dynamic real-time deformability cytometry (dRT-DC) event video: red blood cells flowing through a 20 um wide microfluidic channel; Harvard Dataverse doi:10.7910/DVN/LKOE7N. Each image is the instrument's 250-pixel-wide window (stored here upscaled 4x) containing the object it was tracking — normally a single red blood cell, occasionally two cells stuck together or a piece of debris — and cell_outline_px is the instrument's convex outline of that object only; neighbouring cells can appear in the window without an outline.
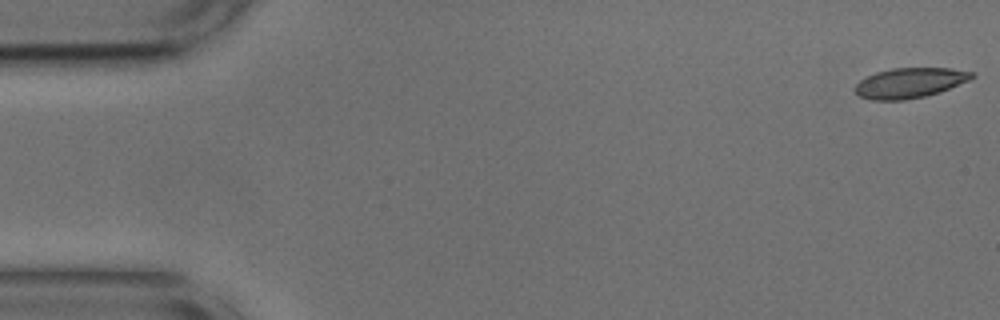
{"species": "common noctule bat (a hibernating species)", "species_latin": "Nyctalus noctula", "temperature_condition": "cold", "stored_images_in_passage": 53, "camera_frame_rate_fps": 3000, "um_per_image_px": 0.085, "animal": {"sex": "male", "body_mass_g": 17.9, "forearm_length_mm": 54.2}, "frame": {"image": 1, "passage_image": 1, "time_ms": 0.0, "image_size_px": [1000, 320], "cell_outline_px": [[976, 76], [968, 80], [940, 92], [924, 96], [904, 100], [872, 100], [860, 96], [856, 92], [856, 84], [860, 80], [876, 72], [892, 68], [952, 68], [976, 72]], "centroid_in_image_um": [77.37, 7.03], "position_along_channel_um": 7.6, "area_um2": 20.4}}
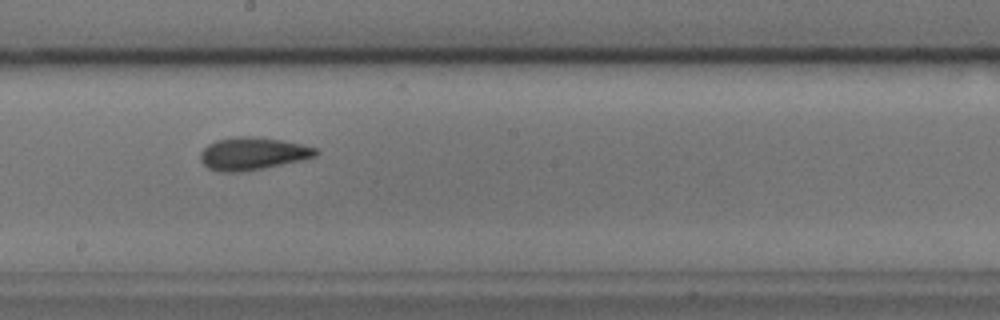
{"frame": {"image": 2, "passage_image": 29, "time_ms": 9.333, "image_size_px": [1000, 320], "cell_outline_px": [[320, 152], [316, 156], [300, 160], [264, 168], [240, 172], [220, 172], [208, 168], [200, 160], [200, 152], [208, 144], [216, 140], [236, 136], [248, 136], [280, 140], [300, 144], [316, 148]], "centroid_in_image_um": [21.44, 13.06], "position_along_channel_um": 226.8, "area_um2": 21.79}}
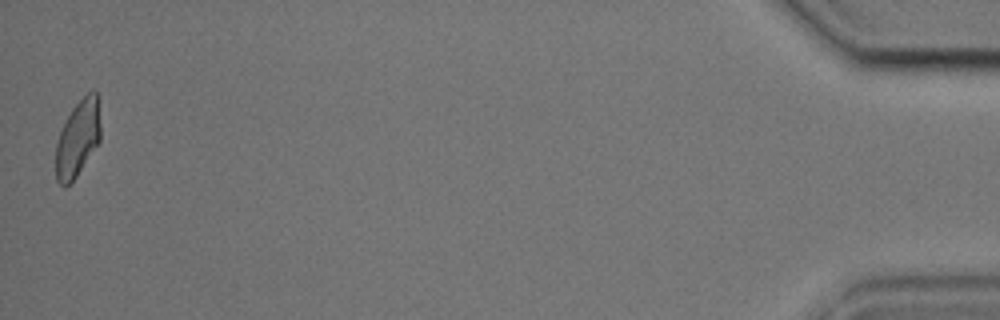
{"frame": {"image": 3, "passage_image": 53, "time_ms": 17.333, "image_size_px": [1000, 320], "cell_outline_px": [[100, 140], [76, 176], [64, 188], [56, 180], [56, 144], [60, 132], [72, 108], [92, 88], [96, 92], [100, 124]], "centroid_in_image_um": [6.6, 11.76], "position_along_channel_um": 428.6, "area_um2": 19.54}, "authors_computed_cell_mechanics": {"area_um2": 21.097, "velocity_mm_per_s": 3.7077, "shape_relaxation_time_tau1_ms": 3.6385, "shape_relaxation_time_tau2_ms": 2.0607, "deformation_change_tau1": 0.1096, "deformation_change_tau2": 0.078}}